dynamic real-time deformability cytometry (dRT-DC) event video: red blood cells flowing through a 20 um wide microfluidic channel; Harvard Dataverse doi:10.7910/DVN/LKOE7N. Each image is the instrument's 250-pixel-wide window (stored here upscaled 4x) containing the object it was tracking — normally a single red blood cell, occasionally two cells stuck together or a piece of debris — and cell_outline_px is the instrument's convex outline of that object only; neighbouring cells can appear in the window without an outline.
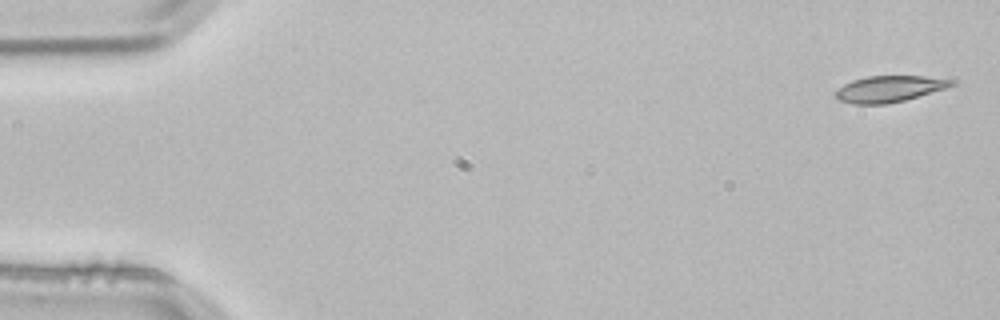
{"species": "common noctule bat (a hibernating species)", "species_latin": "Nyctalus noctula", "temperature_condition": "room temperature", "stored_images_in_passage": 3, "camera_frame_rate_fps": 3000, "um_per_image_px": 0.085, "animal": {"sex": "male", "body_mass_g": 21.5, "forearm_length_mm": 52.0}, "frame": {"image": 1, "passage_image": 1, "time_ms": 0.0, "image_size_px": [1000, 320], "cell_outline_px": [[956, 84], [944, 88], [904, 100], [888, 104], [852, 104], [840, 100], [832, 92], [844, 84], [852, 80], [868, 76], [924, 76], [956, 80]], "centroid_in_image_um": [75.55, 7.55], "position_along_channel_um": 9.4, "area_um2": 17.69}}